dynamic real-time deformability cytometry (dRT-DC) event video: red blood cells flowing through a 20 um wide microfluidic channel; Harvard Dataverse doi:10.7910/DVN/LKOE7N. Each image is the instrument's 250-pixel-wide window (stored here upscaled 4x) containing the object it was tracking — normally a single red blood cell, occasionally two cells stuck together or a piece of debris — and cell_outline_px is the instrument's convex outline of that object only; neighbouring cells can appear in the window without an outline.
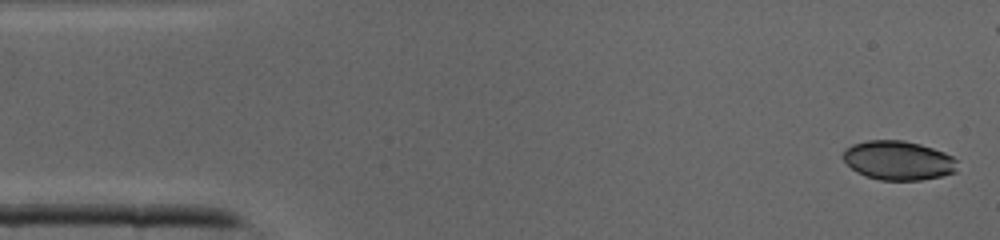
{"species": "common noctule bat (a hibernating species)", "species_latin": "Nyctalus noctula", "temperature_condition": "cold", "stored_images_in_passage": 42, "camera_frame_rate_fps": 3000, "um_per_image_px": 0.085, "animal": {"sex": "male", "body_mass_g": 19.0, "forearm_length_mm": 50.8}, "frame": {"image": 1, "passage_image": 1, "time_ms": 0.0, "image_size_px": [1000, 240], "cell_outline_px": [[956, 172], [940, 176], [920, 180], [880, 180], [864, 176], [856, 172], [844, 160], [844, 148], [852, 144], [868, 140], [904, 140], [920, 144], [944, 152], [952, 156], [956, 160]], "centroid_in_image_um": [76.34, 13.63], "position_along_channel_um": 8.7, "area_um2": 26.07}}
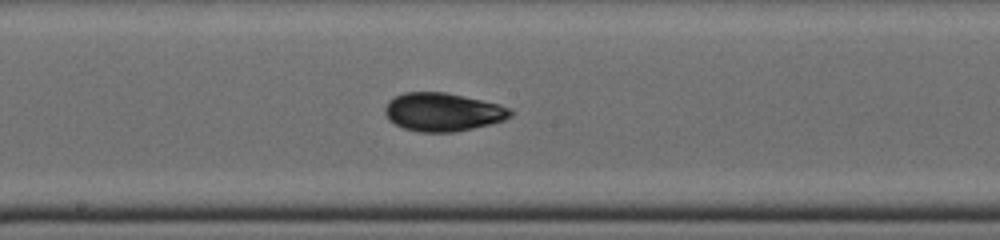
{"frame": {"image": 2, "passage_image": 21, "time_ms": 6.667, "image_size_px": [1000, 240], "cell_outline_px": [[512, 116], [504, 120], [472, 128], [452, 132], [420, 132], [404, 128], [388, 120], [384, 112], [384, 108], [388, 100], [404, 92], [444, 92], [464, 96], [500, 104], [512, 108]], "centroid_in_image_um": [37.63, 9.51], "position_along_channel_um": 210.6, "area_um2": 28.03}}
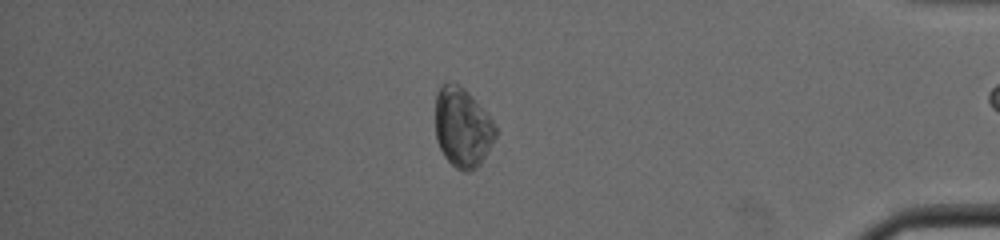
{"frame": {"image": 3, "passage_image": 35, "time_ms": 11.333, "image_size_px": [1000, 240], "cell_outline_px": [[496, 136], [480, 164], [476, 168], [468, 172], [464, 172], [456, 168], [444, 156], [436, 140], [436, 96], [440, 88], [448, 80], [464, 88], [468, 92], [496, 124]], "centroid_in_image_um": [39.31, 10.84], "position_along_channel_um": 395.9, "area_um2": 27.69}}